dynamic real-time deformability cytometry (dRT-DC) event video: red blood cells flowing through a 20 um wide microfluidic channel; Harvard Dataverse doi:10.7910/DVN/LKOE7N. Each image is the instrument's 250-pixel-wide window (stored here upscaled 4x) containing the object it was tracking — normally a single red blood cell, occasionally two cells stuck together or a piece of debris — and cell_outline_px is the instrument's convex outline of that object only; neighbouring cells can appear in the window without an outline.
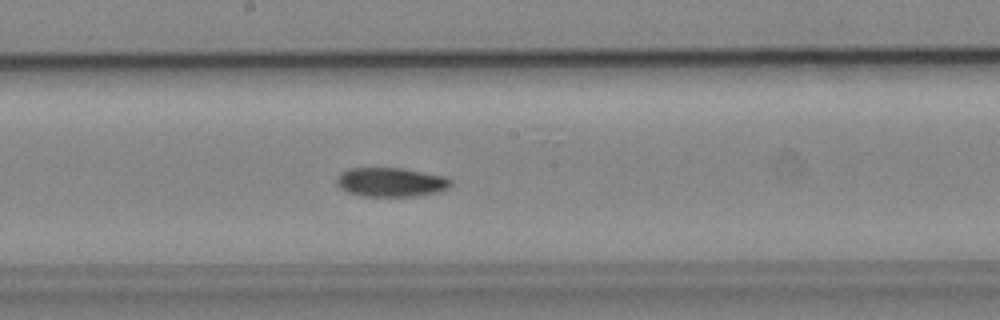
{"species": "common noctule bat (a hibernating species)", "species_latin": "Nyctalus noctula", "temperature_condition": "cold", "stored_images_in_passage": 25, "camera_frame_rate_fps": 3000, "um_per_image_px": 0.085, "animal": {"sex": "male", "body_mass_g": 19.2, "forearm_length_mm": 51.8}, "frame": {"image": 1, "passage_image": 18, "time_ms": 5.667, "image_size_px": [1000, 320], "cell_outline_px": [[452, 184], [448, 188], [440, 192], [416, 196], [360, 196], [348, 192], [340, 188], [336, 184], [336, 176], [340, 172], [348, 168], [400, 168], [444, 176], [452, 180]], "centroid_in_image_um": [33.2, 15.49], "position_along_channel_um": 215.0, "area_um2": 19.54}}